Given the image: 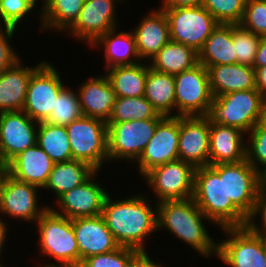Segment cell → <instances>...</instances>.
I'll return each mask as SVG.
<instances>
[{
  "label": "cell",
  "mask_w": 266,
  "mask_h": 267,
  "mask_svg": "<svg viewBox=\"0 0 266 267\" xmlns=\"http://www.w3.org/2000/svg\"><path fill=\"white\" fill-rule=\"evenodd\" d=\"M111 196L105 199L101 216L115 240L120 246L146 251L147 238L158 231L157 203L152 207L143 193L117 200Z\"/></svg>",
  "instance_id": "obj_1"
},
{
  "label": "cell",
  "mask_w": 266,
  "mask_h": 267,
  "mask_svg": "<svg viewBox=\"0 0 266 267\" xmlns=\"http://www.w3.org/2000/svg\"><path fill=\"white\" fill-rule=\"evenodd\" d=\"M203 220L205 223H213L198 208L193 198L157 203L158 230L163 228L170 231L202 257L217 256L218 240L212 239Z\"/></svg>",
  "instance_id": "obj_2"
},
{
  "label": "cell",
  "mask_w": 266,
  "mask_h": 267,
  "mask_svg": "<svg viewBox=\"0 0 266 267\" xmlns=\"http://www.w3.org/2000/svg\"><path fill=\"white\" fill-rule=\"evenodd\" d=\"M198 208L219 228L246 226L248 218L225 195V176L210 166L195 169L192 197Z\"/></svg>",
  "instance_id": "obj_3"
},
{
  "label": "cell",
  "mask_w": 266,
  "mask_h": 267,
  "mask_svg": "<svg viewBox=\"0 0 266 267\" xmlns=\"http://www.w3.org/2000/svg\"><path fill=\"white\" fill-rule=\"evenodd\" d=\"M262 96L251 89L213 97L206 117L210 124L236 127L248 134L258 123Z\"/></svg>",
  "instance_id": "obj_4"
},
{
  "label": "cell",
  "mask_w": 266,
  "mask_h": 267,
  "mask_svg": "<svg viewBox=\"0 0 266 267\" xmlns=\"http://www.w3.org/2000/svg\"><path fill=\"white\" fill-rule=\"evenodd\" d=\"M39 236V252L57 264L80 262L79 247L72 220L55 213L50 207L35 222Z\"/></svg>",
  "instance_id": "obj_5"
},
{
  "label": "cell",
  "mask_w": 266,
  "mask_h": 267,
  "mask_svg": "<svg viewBox=\"0 0 266 267\" xmlns=\"http://www.w3.org/2000/svg\"><path fill=\"white\" fill-rule=\"evenodd\" d=\"M71 147L72 159L90 164L97 171L109 162L107 123L82 116L65 126Z\"/></svg>",
  "instance_id": "obj_6"
},
{
  "label": "cell",
  "mask_w": 266,
  "mask_h": 267,
  "mask_svg": "<svg viewBox=\"0 0 266 267\" xmlns=\"http://www.w3.org/2000/svg\"><path fill=\"white\" fill-rule=\"evenodd\" d=\"M163 118L107 123L109 162H136Z\"/></svg>",
  "instance_id": "obj_7"
},
{
  "label": "cell",
  "mask_w": 266,
  "mask_h": 267,
  "mask_svg": "<svg viewBox=\"0 0 266 267\" xmlns=\"http://www.w3.org/2000/svg\"><path fill=\"white\" fill-rule=\"evenodd\" d=\"M225 240L218 241L217 258L230 267H266V239L247 226L221 228Z\"/></svg>",
  "instance_id": "obj_8"
},
{
  "label": "cell",
  "mask_w": 266,
  "mask_h": 267,
  "mask_svg": "<svg viewBox=\"0 0 266 267\" xmlns=\"http://www.w3.org/2000/svg\"><path fill=\"white\" fill-rule=\"evenodd\" d=\"M169 24L170 40L199 52L213 29L219 24L203 7L160 8Z\"/></svg>",
  "instance_id": "obj_9"
},
{
  "label": "cell",
  "mask_w": 266,
  "mask_h": 267,
  "mask_svg": "<svg viewBox=\"0 0 266 267\" xmlns=\"http://www.w3.org/2000/svg\"><path fill=\"white\" fill-rule=\"evenodd\" d=\"M175 116H206L213 101L207 68L198 63L174 75Z\"/></svg>",
  "instance_id": "obj_10"
},
{
  "label": "cell",
  "mask_w": 266,
  "mask_h": 267,
  "mask_svg": "<svg viewBox=\"0 0 266 267\" xmlns=\"http://www.w3.org/2000/svg\"><path fill=\"white\" fill-rule=\"evenodd\" d=\"M195 167L180 159L156 166L142 178L155 194L156 203L192 198Z\"/></svg>",
  "instance_id": "obj_11"
},
{
  "label": "cell",
  "mask_w": 266,
  "mask_h": 267,
  "mask_svg": "<svg viewBox=\"0 0 266 267\" xmlns=\"http://www.w3.org/2000/svg\"><path fill=\"white\" fill-rule=\"evenodd\" d=\"M50 61H44L31 75L22 111L36 122H45L55 99L65 87L61 73Z\"/></svg>",
  "instance_id": "obj_12"
},
{
  "label": "cell",
  "mask_w": 266,
  "mask_h": 267,
  "mask_svg": "<svg viewBox=\"0 0 266 267\" xmlns=\"http://www.w3.org/2000/svg\"><path fill=\"white\" fill-rule=\"evenodd\" d=\"M219 176H225V195L247 217L253 212L258 198L259 171L247 160L210 165Z\"/></svg>",
  "instance_id": "obj_13"
},
{
  "label": "cell",
  "mask_w": 266,
  "mask_h": 267,
  "mask_svg": "<svg viewBox=\"0 0 266 267\" xmlns=\"http://www.w3.org/2000/svg\"><path fill=\"white\" fill-rule=\"evenodd\" d=\"M124 0H86L78 19L65 34L91 46L100 36L117 28L116 10Z\"/></svg>",
  "instance_id": "obj_14"
},
{
  "label": "cell",
  "mask_w": 266,
  "mask_h": 267,
  "mask_svg": "<svg viewBox=\"0 0 266 267\" xmlns=\"http://www.w3.org/2000/svg\"><path fill=\"white\" fill-rule=\"evenodd\" d=\"M180 117L165 116L136 161L140 177L152 168L178 159Z\"/></svg>",
  "instance_id": "obj_15"
},
{
  "label": "cell",
  "mask_w": 266,
  "mask_h": 267,
  "mask_svg": "<svg viewBox=\"0 0 266 267\" xmlns=\"http://www.w3.org/2000/svg\"><path fill=\"white\" fill-rule=\"evenodd\" d=\"M96 171L86 182L62 194L55 202L57 210L49 206L55 213L69 219L101 215L105 199L109 195L96 177ZM60 209V210H59ZM59 210V211H58Z\"/></svg>",
  "instance_id": "obj_16"
},
{
  "label": "cell",
  "mask_w": 266,
  "mask_h": 267,
  "mask_svg": "<svg viewBox=\"0 0 266 267\" xmlns=\"http://www.w3.org/2000/svg\"><path fill=\"white\" fill-rule=\"evenodd\" d=\"M38 125L24 111L0 112V155L6 164L37 144Z\"/></svg>",
  "instance_id": "obj_17"
},
{
  "label": "cell",
  "mask_w": 266,
  "mask_h": 267,
  "mask_svg": "<svg viewBox=\"0 0 266 267\" xmlns=\"http://www.w3.org/2000/svg\"><path fill=\"white\" fill-rule=\"evenodd\" d=\"M39 187L21 182L8 175L2 191L0 215L8 216L21 222L35 223L48 209V205L38 204ZM40 207V208H39ZM0 216V220H5ZM4 220V221H3Z\"/></svg>",
  "instance_id": "obj_18"
},
{
  "label": "cell",
  "mask_w": 266,
  "mask_h": 267,
  "mask_svg": "<svg viewBox=\"0 0 266 267\" xmlns=\"http://www.w3.org/2000/svg\"><path fill=\"white\" fill-rule=\"evenodd\" d=\"M210 122L206 116H181L178 159L195 168L209 165Z\"/></svg>",
  "instance_id": "obj_19"
},
{
  "label": "cell",
  "mask_w": 266,
  "mask_h": 267,
  "mask_svg": "<svg viewBox=\"0 0 266 267\" xmlns=\"http://www.w3.org/2000/svg\"><path fill=\"white\" fill-rule=\"evenodd\" d=\"M72 226L79 247L80 262L120 247L101 215L72 219Z\"/></svg>",
  "instance_id": "obj_20"
},
{
  "label": "cell",
  "mask_w": 266,
  "mask_h": 267,
  "mask_svg": "<svg viewBox=\"0 0 266 267\" xmlns=\"http://www.w3.org/2000/svg\"><path fill=\"white\" fill-rule=\"evenodd\" d=\"M138 27L132 29L134 34L137 52L140 59L150 60L159 50L170 41L169 24L165 12L154 9L140 19Z\"/></svg>",
  "instance_id": "obj_21"
},
{
  "label": "cell",
  "mask_w": 266,
  "mask_h": 267,
  "mask_svg": "<svg viewBox=\"0 0 266 267\" xmlns=\"http://www.w3.org/2000/svg\"><path fill=\"white\" fill-rule=\"evenodd\" d=\"M83 116L108 122L116 95L106 75L91 76L77 87Z\"/></svg>",
  "instance_id": "obj_22"
},
{
  "label": "cell",
  "mask_w": 266,
  "mask_h": 267,
  "mask_svg": "<svg viewBox=\"0 0 266 267\" xmlns=\"http://www.w3.org/2000/svg\"><path fill=\"white\" fill-rule=\"evenodd\" d=\"M246 133L221 124H210L209 165L236 163L246 159Z\"/></svg>",
  "instance_id": "obj_23"
},
{
  "label": "cell",
  "mask_w": 266,
  "mask_h": 267,
  "mask_svg": "<svg viewBox=\"0 0 266 267\" xmlns=\"http://www.w3.org/2000/svg\"><path fill=\"white\" fill-rule=\"evenodd\" d=\"M43 62L30 67L21 58L0 74V112L22 111L31 75Z\"/></svg>",
  "instance_id": "obj_24"
},
{
  "label": "cell",
  "mask_w": 266,
  "mask_h": 267,
  "mask_svg": "<svg viewBox=\"0 0 266 267\" xmlns=\"http://www.w3.org/2000/svg\"><path fill=\"white\" fill-rule=\"evenodd\" d=\"M54 162L37 144L20 152L8 164L9 175L18 181L44 188Z\"/></svg>",
  "instance_id": "obj_25"
},
{
  "label": "cell",
  "mask_w": 266,
  "mask_h": 267,
  "mask_svg": "<svg viewBox=\"0 0 266 267\" xmlns=\"http://www.w3.org/2000/svg\"><path fill=\"white\" fill-rule=\"evenodd\" d=\"M119 29L117 27L108 31L89 46L90 48L103 49L104 65H106L104 70L113 66L132 65L141 62L133 32L131 30L120 31Z\"/></svg>",
  "instance_id": "obj_26"
},
{
  "label": "cell",
  "mask_w": 266,
  "mask_h": 267,
  "mask_svg": "<svg viewBox=\"0 0 266 267\" xmlns=\"http://www.w3.org/2000/svg\"><path fill=\"white\" fill-rule=\"evenodd\" d=\"M213 97L240 90L256 89L255 69L244 64L215 65L208 69Z\"/></svg>",
  "instance_id": "obj_27"
},
{
  "label": "cell",
  "mask_w": 266,
  "mask_h": 267,
  "mask_svg": "<svg viewBox=\"0 0 266 267\" xmlns=\"http://www.w3.org/2000/svg\"><path fill=\"white\" fill-rule=\"evenodd\" d=\"M198 63L207 69L215 65L237 63L233 41L232 24L219 23L198 52Z\"/></svg>",
  "instance_id": "obj_28"
},
{
  "label": "cell",
  "mask_w": 266,
  "mask_h": 267,
  "mask_svg": "<svg viewBox=\"0 0 266 267\" xmlns=\"http://www.w3.org/2000/svg\"><path fill=\"white\" fill-rule=\"evenodd\" d=\"M97 170L80 160L54 163L43 190H52L55 198L86 182Z\"/></svg>",
  "instance_id": "obj_29"
},
{
  "label": "cell",
  "mask_w": 266,
  "mask_h": 267,
  "mask_svg": "<svg viewBox=\"0 0 266 267\" xmlns=\"http://www.w3.org/2000/svg\"><path fill=\"white\" fill-rule=\"evenodd\" d=\"M42 1V0H41ZM86 0H43L39 13L40 31L66 32L78 19ZM47 29V30H46ZM57 30V31H56Z\"/></svg>",
  "instance_id": "obj_30"
},
{
  "label": "cell",
  "mask_w": 266,
  "mask_h": 267,
  "mask_svg": "<svg viewBox=\"0 0 266 267\" xmlns=\"http://www.w3.org/2000/svg\"><path fill=\"white\" fill-rule=\"evenodd\" d=\"M105 71L116 97L144 96L147 79V64L145 62L113 66Z\"/></svg>",
  "instance_id": "obj_31"
},
{
  "label": "cell",
  "mask_w": 266,
  "mask_h": 267,
  "mask_svg": "<svg viewBox=\"0 0 266 267\" xmlns=\"http://www.w3.org/2000/svg\"><path fill=\"white\" fill-rule=\"evenodd\" d=\"M150 61L147 63L153 70L176 75L198 64V52L189 46L170 40Z\"/></svg>",
  "instance_id": "obj_32"
},
{
  "label": "cell",
  "mask_w": 266,
  "mask_h": 267,
  "mask_svg": "<svg viewBox=\"0 0 266 267\" xmlns=\"http://www.w3.org/2000/svg\"><path fill=\"white\" fill-rule=\"evenodd\" d=\"M144 97L153 108L163 116H175V81L174 75L153 70L147 64V79Z\"/></svg>",
  "instance_id": "obj_33"
},
{
  "label": "cell",
  "mask_w": 266,
  "mask_h": 267,
  "mask_svg": "<svg viewBox=\"0 0 266 267\" xmlns=\"http://www.w3.org/2000/svg\"><path fill=\"white\" fill-rule=\"evenodd\" d=\"M37 145L54 163L72 160L70 141L65 126L39 122Z\"/></svg>",
  "instance_id": "obj_34"
},
{
  "label": "cell",
  "mask_w": 266,
  "mask_h": 267,
  "mask_svg": "<svg viewBox=\"0 0 266 267\" xmlns=\"http://www.w3.org/2000/svg\"><path fill=\"white\" fill-rule=\"evenodd\" d=\"M144 97H116L112 113L107 123L164 118Z\"/></svg>",
  "instance_id": "obj_35"
},
{
  "label": "cell",
  "mask_w": 266,
  "mask_h": 267,
  "mask_svg": "<svg viewBox=\"0 0 266 267\" xmlns=\"http://www.w3.org/2000/svg\"><path fill=\"white\" fill-rule=\"evenodd\" d=\"M83 116L77 91L65 86L55 99L54 108L46 123L67 126Z\"/></svg>",
  "instance_id": "obj_36"
},
{
  "label": "cell",
  "mask_w": 266,
  "mask_h": 267,
  "mask_svg": "<svg viewBox=\"0 0 266 267\" xmlns=\"http://www.w3.org/2000/svg\"><path fill=\"white\" fill-rule=\"evenodd\" d=\"M232 41L237 63L253 67L261 36L242 28L239 24H232Z\"/></svg>",
  "instance_id": "obj_37"
},
{
  "label": "cell",
  "mask_w": 266,
  "mask_h": 267,
  "mask_svg": "<svg viewBox=\"0 0 266 267\" xmlns=\"http://www.w3.org/2000/svg\"><path fill=\"white\" fill-rule=\"evenodd\" d=\"M247 0H203L202 6L218 23L239 24Z\"/></svg>",
  "instance_id": "obj_38"
},
{
  "label": "cell",
  "mask_w": 266,
  "mask_h": 267,
  "mask_svg": "<svg viewBox=\"0 0 266 267\" xmlns=\"http://www.w3.org/2000/svg\"><path fill=\"white\" fill-rule=\"evenodd\" d=\"M37 0H0V26L19 28L36 7Z\"/></svg>",
  "instance_id": "obj_39"
},
{
  "label": "cell",
  "mask_w": 266,
  "mask_h": 267,
  "mask_svg": "<svg viewBox=\"0 0 266 267\" xmlns=\"http://www.w3.org/2000/svg\"><path fill=\"white\" fill-rule=\"evenodd\" d=\"M246 136V160L259 171L266 165V127L257 123Z\"/></svg>",
  "instance_id": "obj_40"
},
{
  "label": "cell",
  "mask_w": 266,
  "mask_h": 267,
  "mask_svg": "<svg viewBox=\"0 0 266 267\" xmlns=\"http://www.w3.org/2000/svg\"><path fill=\"white\" fill-rule=\"evenodd\" d=\"M138 252L136 249L120 246L112 252L90 256L82 260V263L84 267H129Z\"/></svg>",
  "instance_id": "obj_41"
},
{
  "label": "cell",
  "mask_w": 266,
  "mask_h": 267,
  "mask_svg": "<svg viewBox=\"0 0 266 267\" xmlns=\"http://www.w3.org/2000/svg\"><path fill=\"white\" fill-rule=\"evenodd\" d=\"M239 25L259 36H266V0H247Z\"/></svg>",
  "instance_id": "obj_42"
},
{
  "label": "cell",
  "mask_w": 266,
  "mask_h": 267,
  "mask_svg": "<svg viewBox=\"0 0 266 267\" xmlns=\"http://www.w3.org/2000/svg\"><path fill=\"white\" fill-rule=\"evenodd\" d=\"M16 30L17 28L0 26V74L21 59L10 45Z\"/></svg>",
  "instance_id": "obj_43"
},
{
  "label": "cell",
  "mask_w": 266,
  "mask_h": 267,
  "mask_svg": "<svg viewBox=\"0 0 266 267\" xmlns=\"http://www.w3.org/2000/svg\"><path fill=\"white\" fill-rule=\"evenodd\" d=\"M260 216L261 223L259 220L255 221L256 217ZM246 226L256 235L266 239V193L259 192L258 198L255 202L253 212L247 220Z\"/></svg>",
  "instance_id": "obj_44"
},
{
  "label": "cell",
  "mask_w": 266,
  "mask_h": 267,
  "mask_svg": "<svg viewBox=\"0 0 266 267\" xmlns=\"http://www.w3.org/2000/svg\"><path fill=\"white\" fill-rule=\"evenodd\" d=\"M150 257L146 251H139L133 257L129 267H165L161 261L155 262Z\"/></svg>",
  "instance_id": "obj_45"
},
{
  "label": "cell",
  "mask_w": 266,
  "mask_h": 267,
  "mask_svg": "<svg viewBox=\"0 0 266 267\" xmlns=\"http://www.w3.org/2000/svg\"><path fill=\"white\" fill-rule=\"evenodd\" d=\"M159 8H180L202 6L203 0H162Z\"/></svg>",
  "instance_id": "obj_46"
},
{
  "label": "cell",
  "mask_w": 266,
  "mask_h": 267,
  "mask_svg": "<svg viewBox=\"0 0 266 267\" xmlns=\"http://www.w3.org/2000/svg\"><path fill=\"white\" fill-rule=\"evenodd\" d=\"M266 66V36L261 37L253 68Z\"/></svg>",
  "instance_id": "obj_47"
},
{
  "label": "cell",
  "mask_w": 266,
  "mask_h": 267,
  "mask_svg": "<svg viewBox=\"0 0 266 267\" xmlns=\"http://www.w3.org/2000/svg\"><path fill=\"white\" fill-rule=\"evenodd\" d=\"M255 69V86L262 94H266V66L254 68Z\"/></svg>",
  "instance_id": "obj_48"
},
{
  "label": "cell",
  "mask_w": 266,
  "mask_h": 267,
  "mask_svg": "<svg viewBox=\"0 0 266 267\" xmlns=\"http://www.w3.org/2000/svg\"><path fill=\"white\" fill-rule=\"evenodd\" d=\"M7 225L8 223L2 221L0 222V256L3 254L2 250L4 249L3 247L5 246L7 240L6 238L9 232Z\"/></svg>",
  "instance_id": "obj_49"
},
{
  "label": "cell",
  "mask_w": 266,
  "mask_h": 267,
  "mask_svg": "<svg viewBox=\"0 0 266 267\" xmlns=\"http://www.w3.org/2000/svg\"><path fill=\"white\" fill-rule=\"evenodd\" d=\"M258 124L266 127V94L262 96Z\"/></svg>",
  "instance_id": "obj_50"
},
{
  "label": "cell",
  "mask_w": 266,
  "mask_h": 267,
  "mask_svg": "<svg viewBox=\"0 0 266 267\" xmlns=\"http://www.w3.org/2000/svg\"><path fill=\"white\" fill-rule=\"evenodd\" d=\"M259 190L266 193V165L259 170Z\"/></svg>",
  "instance_id": "obj_51"
},
{
  "label": "cell",
  "mask_w": 266,
  "mask_h": 267,
  "mask_svg": "<svg viewBox=\"0 0 266 267\" xmlns=\"http://www.w3.org/2000/svg\"><path fill=\"white\" fill-rule=\"evenodd\" d=\"M44 267H84L82 262H76V263H61V264H55V263H45L43 265Z\"/></svg>",
  "instance_id": "obj_52"
},
{
  "label": "cell",
  "mask_w": 266,
  "mask_h": 267,
  "mask_svg": "<svg viewBox=\"0 0 266 267\" xmlns=\"http://www.w3.org/2000/svg\"><path fill=\"white\" fill-rule=\"evenodd\" d=\"M9 175V170L6 168L5 170H0V204H1V199H2V191L4 184L6 182V178Z\"/></svg>",
  "instance_id": "obj_53"
},
{
  "label": "cell",
  "mask_w": 266,
  "mask_h": 267,
  "mask_svg": "<svg viewBox=\"0 0 266 267\" xmlns=\"http://www.w3.org/2000/svg\"><path fill=\"white\" fill-rule=\"evenodd\" d=\"M7 168V164L2 160L0 155V170H5Z\"/></svg>",
  "instance_id": "obj_54"
},
{
  "label": "cell",
  "mask_w": 266,
  "mask_h": 267,
  "mask_svg": "<svg viewBox=\"0 0 266 267\" xmlns=\"http://www.w3.org/2000/svg\"><path fill=\"white\" fill-rule=\"evenodd\" d=\"M0 267H4V264H2V262L0 261Z\"/></svg>",
  "instance_id": "obj_55"
}]
</instances>
